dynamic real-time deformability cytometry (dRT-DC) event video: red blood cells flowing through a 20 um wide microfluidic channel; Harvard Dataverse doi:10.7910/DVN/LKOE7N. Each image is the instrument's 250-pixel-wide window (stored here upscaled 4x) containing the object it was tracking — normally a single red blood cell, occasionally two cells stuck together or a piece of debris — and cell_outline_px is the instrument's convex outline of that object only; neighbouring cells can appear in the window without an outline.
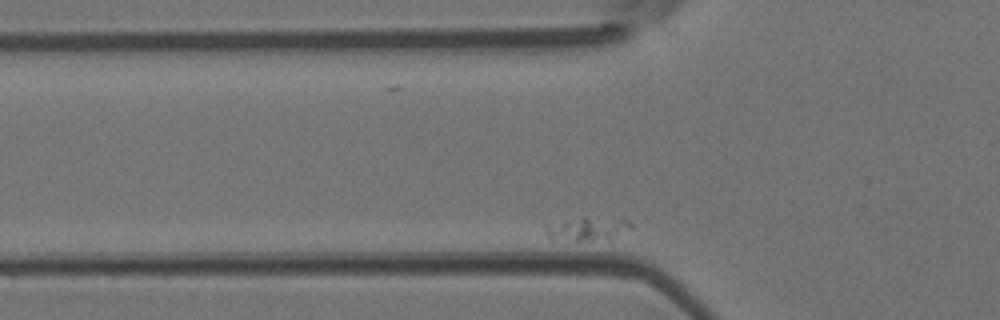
{"species": "Egyptian fruit bat (a non-hibernating species)", "species_latin": "Rousettus aegyptiacus", "temperature_condition": "room temperature", "stored_images_in_passage": 34, "camera_frame_rate_fps": 3000, "um_per_image_px": 0.085, "animal": {"sex": "female"}, "frame": {"image": 1, "passage_image": 5, "time_ms": 1.333, "image_size_px": [1000, 320], "cell_outline_px": [[632, 228], [608, 236], [592, 240], [552, 240], [544, 232], [544, 224], [584, 216], [624, 216], [632, 224]], "centroid_in_image_um": [49.87, 19.36], "position_along_channel_um": 75.9, "area_um2": 12.02}}
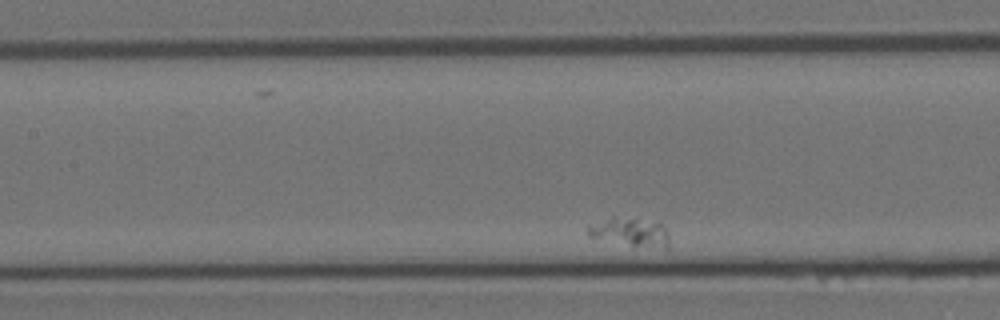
{"frame": {"image": 2, "passage_image": 13, "time_ms": 4.0, "image_size_px": [1000, 320], "cell_outline_px": [[668, 252], [588, 236], [588, 228], [612, 216], [616, 216], [660, 224], [668, 232]], "centroid_in_image_um": [53.69, 19.78], "position_along_channel_um": 153.7, "area_um2": 13.18}}
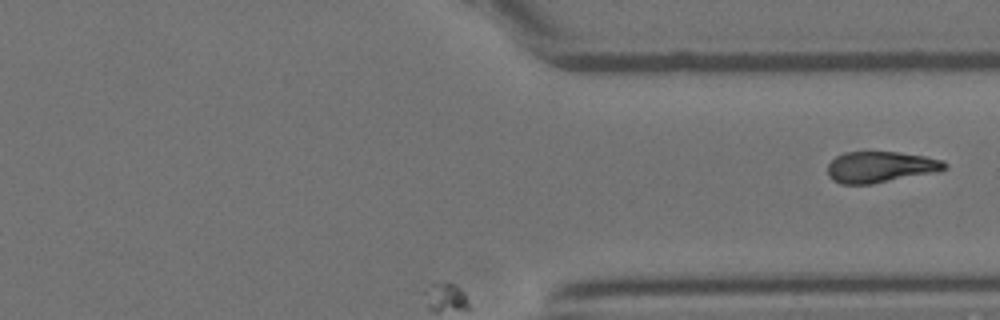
{"frame": {"image": 3, "passage_image": 34, "time_ms": 11.0, "image_size_px": [1000, 320], "cell_outline_px": [[948, 168], [940, 172], [872, 184], [840, 184], [832, 180], [828, 176], [828, 164], [836, 156], [844, 152], [900, 152], [924, 156], [944, 160], [948, 164]], "centroid_in_image_um": [74.89, 14.2], "position_along_channel_um": 336.5, "area_um2": 21.62}}